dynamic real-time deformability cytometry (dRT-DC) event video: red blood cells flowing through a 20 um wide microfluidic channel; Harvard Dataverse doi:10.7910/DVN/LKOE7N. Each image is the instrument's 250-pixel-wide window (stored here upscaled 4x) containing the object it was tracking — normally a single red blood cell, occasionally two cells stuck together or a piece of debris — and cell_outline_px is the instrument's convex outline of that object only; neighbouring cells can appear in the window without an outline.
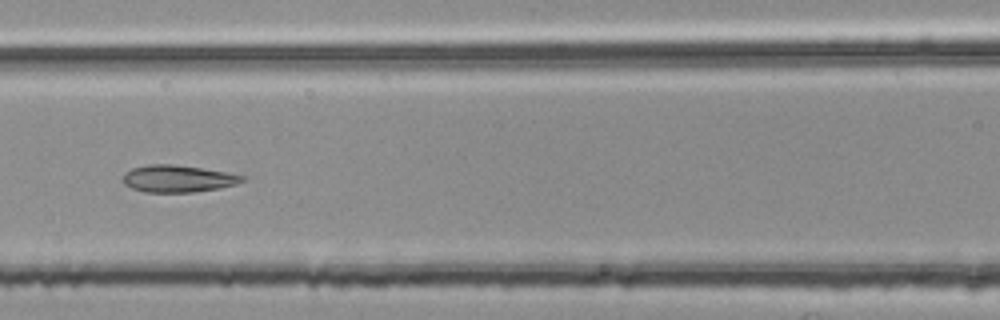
{"species": "common noctule bat (a hibernating species)", "species_latin": "Nyctalus noctula", "temperature_condition": "room temperature", "stored_images_in_passage": 52, "segment_of_instrument_passage": [2, 2], "camera_frame_rate_fps": 3000, "um_per_image_px": 0.085, "animal": {"sex": "female", "body_mass_g": 25.1}, "frame": {"image": 1, "passage_image": 23, "time_ms": 7.333, "image_size_px": [1000, 320], "cell_outline_px": [[244, 180], [236, 184], [220, 188], [192, 192], [144, 192], [132, 188], [124, 184], [124, 172], [132, 168], [148, 164], [172, 164], [200, 168], [224, 172], [244, 176]], "centroid_in_image_um": [15.08, 15.19], "position_along_channel_um": 151.5, "area_um2": 18.61}}
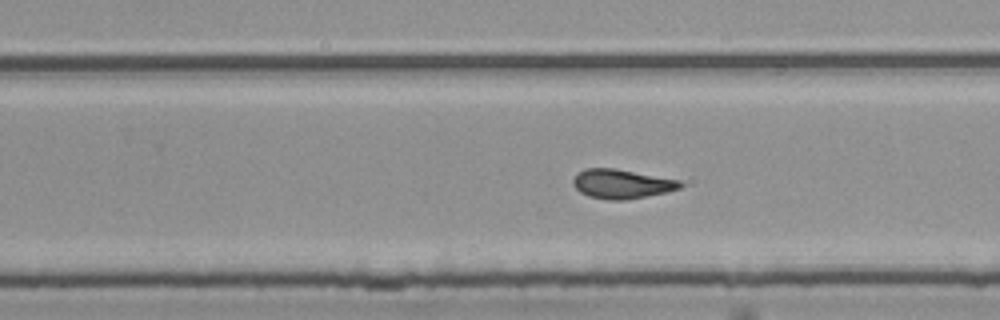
{"frame": {"image": 2, "passage_image": 33, "time_ms": 10.667, "image_size_px": [1000, 320], "cell_outline_px": [[684, 184], [680, 188], [668, 192], [624, 200], [608, 200], [588, 196], [580, 192], [572, 184], [572, 180], [584, 168], [612, 168], [680, 180]], "centroid_in_image_um": [52.85, 15.64], "position_along_channel_um": 277.0, "area_um2": 18.15}}
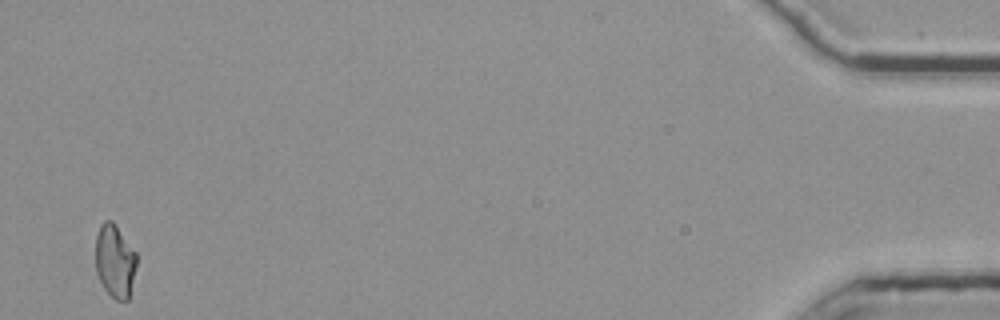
{"frame": {"image": 3, "passage_image": 52, "time_ms": 17.0, "image_size_px": [1000, 320], "cell_outline_px": [[136, 268], [128, 300], [116, 300], [104, 288], [96, 272], [96, 236], [100, 224], [104, 220], [112, 220], [116, 224], [136, 252]], "centroid_in_image_um": [9.77, 22.15], "position_along_channel_um": 425.4, "area_um2": 17.51}}